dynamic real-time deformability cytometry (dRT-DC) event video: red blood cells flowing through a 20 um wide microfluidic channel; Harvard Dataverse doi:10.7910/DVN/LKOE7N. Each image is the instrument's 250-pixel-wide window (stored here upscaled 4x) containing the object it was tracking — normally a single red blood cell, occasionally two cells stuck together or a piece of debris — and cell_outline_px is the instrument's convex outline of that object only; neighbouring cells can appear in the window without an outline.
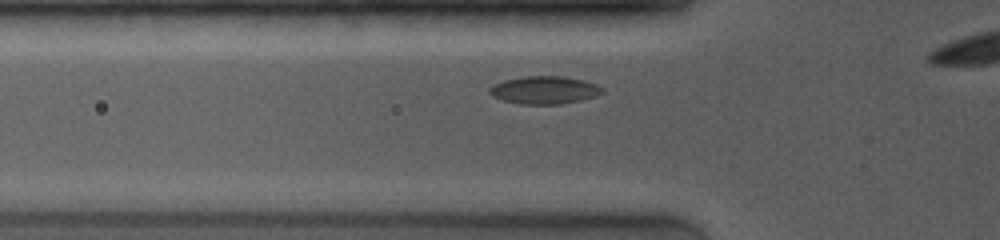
{"species": "common noctule bat (a hibernating species)", "species_latin": "Nyctalus noctula", "temperature_condition": "room temperature", "stored_images_in_passage": 47, "segment_of_instrument_passage": [1, 2], "camera_frame_rate_fps": 4000, "um_per_image_px": 0.085, "animal": {"sex": "female", "body_mass_g": 19.0, "forearm_length_mm": 53.3}, "frame": {"image": 1, "passage_image": 2, "time_ms": 0.25, "image_size_px": [1000, 240], "cell_outline_px": [[604, 92], [596, 96], [580, 100], [560, 104], [520, 104], [500, 100], [492, 96], [488, 92], [488, 88], [504, 80], [520, 76], [560, 76], [580, 80], [596, 84], [604, 88]], "centroid_in_image_um": [46.24, 7.66], "position_along_channel_um": 79.6, "area_um2": 18.26}}
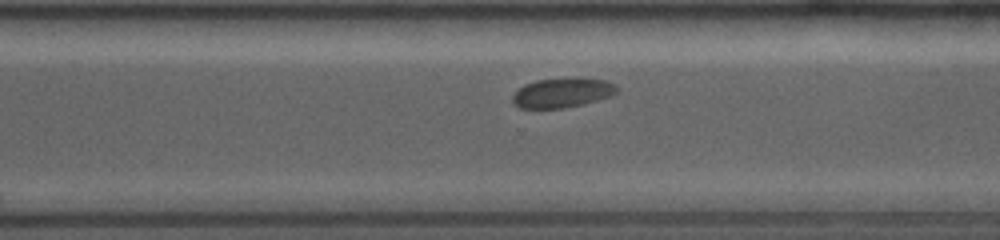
{"frame": {"image": 2, "passage_image": 34, "time_ms": 6.5, "image_size_px": [1000, 240], "cell_outline_px": [[616, 92], [612, 96], [584, 104], [564, 108], [520, 108], [512, 100], [512, 96], [524, 84], [536, 80], [572, 76], [580, 76], [604, 80], [616, 84]], "centroid_in_image_um": [47.83, 7.85], "position_along_channel_um": 322.8, "area_um2": 18.38}}
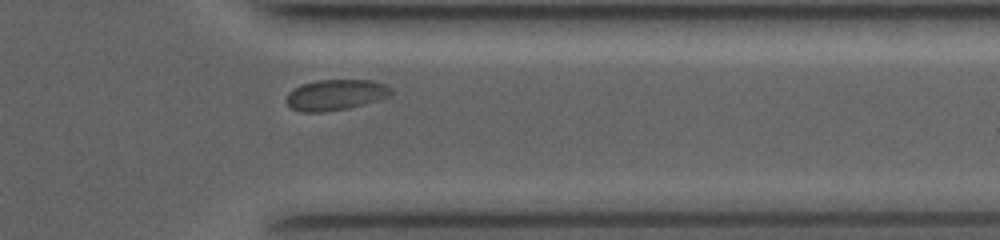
{"frame": {"image": 3, "passage_image": 42, "time_ms": 8.0, "image_size_px": [1000, 240], "cell_outline_px": [[392, 92], [388, 96], [380, 100], [348, 108], [324, 112], [300, 112], [292, 108], [288, 104], [288, 92], [304, 84], [316, 80], [372, 80], [388, 84], [392, 88]], "centroid_in_image_um": [28.59, 8.06], "position_along_channel_um": 382.8, "area_um2": 18.73}}